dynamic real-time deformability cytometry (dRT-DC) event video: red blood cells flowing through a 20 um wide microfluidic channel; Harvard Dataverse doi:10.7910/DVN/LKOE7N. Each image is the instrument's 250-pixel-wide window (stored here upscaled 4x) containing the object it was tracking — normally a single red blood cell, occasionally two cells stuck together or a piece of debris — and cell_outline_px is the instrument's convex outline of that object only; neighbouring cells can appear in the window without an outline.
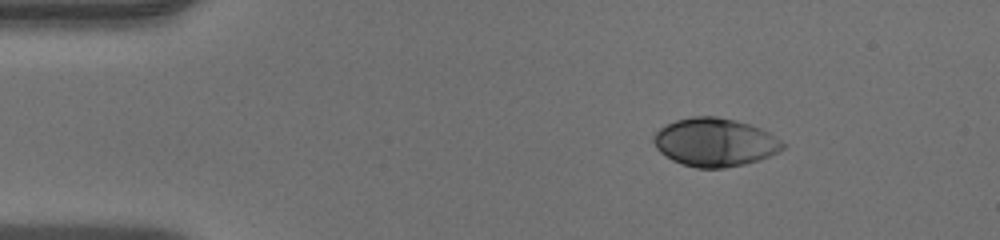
{"species": "human", "species_latin": "Homo sapiens", "temperature_condition": "warm", "stored_images_in_passage": 41, "camera_frame_rate_fps": 3000, "um_per_image_px": 0.085, "donor": {"sex": "male"}, "frame": {"image": 1, "passage_image": 1, "time_ms": 0.0, "image_size_px": [1000, 240], "cell_outline_px": [[788, 144], [780, 152], [760, 160], [744, 164], [724, 168], [696, 168], [672, 160], [660, 152], [656, 148], [652, 140], [652, 136], [660, 128], [676, 120], [692, 116], [716, 116], [736, 120], [760, 128], [768, 132]], "centroid_in_image_um": [60.79, 12.09], "position_along_channel_um": 24.2, "area_um2": 36.53}}
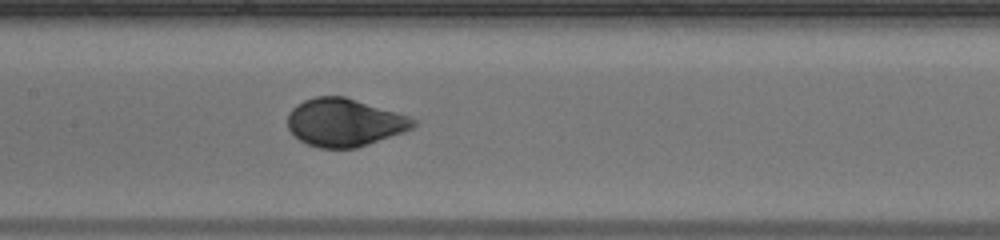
{"frame": {"image": 2, "passage_image": 17, "time_ms": 5.333, "image_size_px": [1000, 240], "cell_outline_px": [[416, 124], [412, 128], [404, 132], [356, 148], [320, 148], [308, 144], [300, 140], [288, 128], [288, 112], [296, 104], [304, 100], [316, 96], [344, 96], [396, 112], [408, 116], [416, 120]], "centroid_in_image_um": [29.26, 10.4], "position_along_channel_um": 178.1, "area_um2": 34.85}}
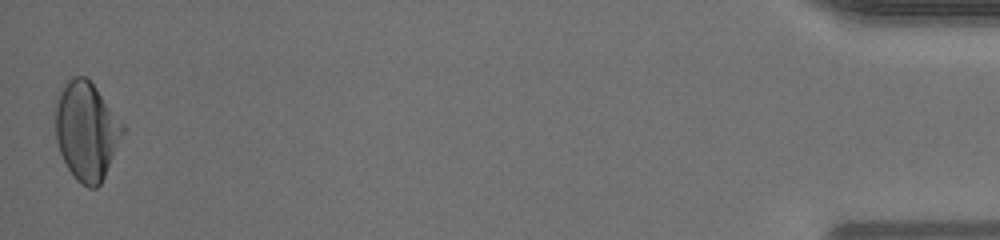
{"frame": {"image": 3, "passage_image": 41, "time_ms": 13.333, "image_size_px": [1000, 240], "cell_outline_px": [[124, 132], [104, 176], [100, 184], [96, 188], [88, 188], [76, 180], [68, 168], [60, 152], [56, 140], [56, 96], [64, 84], [72, 76], [84, 76], [96, 88], [124, 124]], "centroid_in_image_um": [7.34, 11.12], "position_along_channel_um": 427.9, "area_um2": 38.21}}